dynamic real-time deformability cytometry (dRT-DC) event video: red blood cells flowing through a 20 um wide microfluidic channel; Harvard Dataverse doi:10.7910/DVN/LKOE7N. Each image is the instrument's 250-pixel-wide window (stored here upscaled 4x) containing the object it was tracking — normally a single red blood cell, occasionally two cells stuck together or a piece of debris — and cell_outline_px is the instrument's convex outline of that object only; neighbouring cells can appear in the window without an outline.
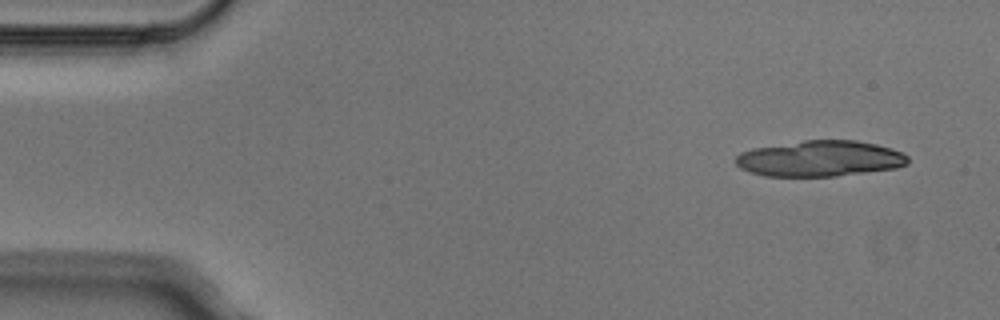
{"species": "Egyptian fruit bat (a non-hibernating species)", "species_latin": "Rousettus aegyptiacus", "temperature_condition": "cold", "stored_images_in_passage": 3, "camera_frame_rate_fps": 3000, "um_per_image_px": 0.085, "animal": {"sex": "male"}, "frame": {"image": 1, "passage_image": 1, "time_ms": 0.0, "image_size_px": [1000, 320], "cell_outline_px": [[908, 164], [896, 168], [836, 176], [764, 176], [740, 168], [736, 164], [736, 156], [740, 152], [752, 148], [804, 140], [856, 140], [876, 144], [900, 152], [908, 156]], "centroid_in_image_um": [69.67, 13.48], "position_along_channel_um": 15.3, "area_um2": 35.89}}